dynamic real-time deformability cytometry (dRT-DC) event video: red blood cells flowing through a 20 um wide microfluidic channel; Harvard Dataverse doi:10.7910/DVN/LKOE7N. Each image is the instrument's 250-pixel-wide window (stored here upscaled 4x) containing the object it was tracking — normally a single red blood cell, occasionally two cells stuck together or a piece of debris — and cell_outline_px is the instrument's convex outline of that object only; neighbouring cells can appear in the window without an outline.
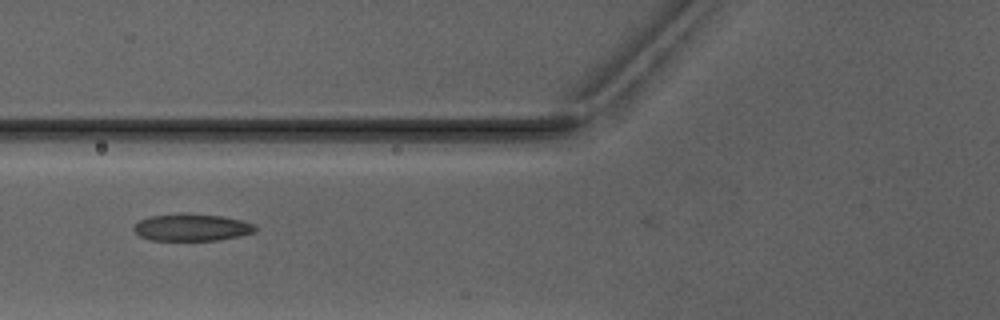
{"species": "Egyptian fruit bat (a non-hibernating species)", "species_latin": "Rousettus aegyptiacus", "temperature_condition": "warm", "stored_images_in_passage": 3, "camera_frame_rate_fps": 3000, "um_per_image_px": 0.085, "animal": {"sex": "male"}, "frame": {"image": 1, "passage_image": 3, "time_ms": 2.333, "image_size_px": [1000, 320], "cell_outline_px": [[256, 232], [240, 236], [216, 240], [148, 240], [140, 236], [132, 228], [140, 220], [148, 216], [180, 212], [184, 212], [224, 216], [240, 220], [252, 224], [256, 228]], "centroid_in_image_um": [16.27, 19.31], "position_along_channel_um": 109.5, "area_um2": 19.42}}